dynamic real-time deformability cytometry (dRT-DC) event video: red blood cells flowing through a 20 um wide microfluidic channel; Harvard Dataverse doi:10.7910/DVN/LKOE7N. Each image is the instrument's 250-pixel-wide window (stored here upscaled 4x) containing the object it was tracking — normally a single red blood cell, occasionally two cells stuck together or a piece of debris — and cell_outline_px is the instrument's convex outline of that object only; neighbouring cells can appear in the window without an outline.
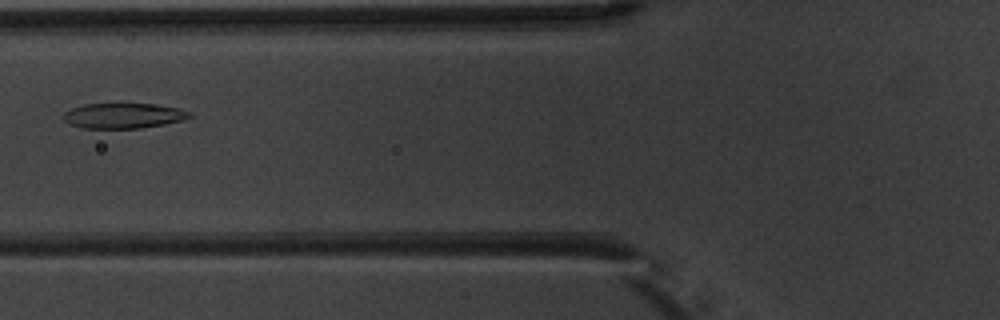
{"species": "common noctule bat (a hibernating species)", "species_latin": "Nyctalus noctula", "temperature_condition": "warm", "stored_images_in_passage": 6, "camera_frame_rate_fps": 3000, "um_per_image_px": 0.085, "animal": {"sex": "male", "body_mass_g": 20.1, "forearm_length_mm": 53.5}, "frame": {"image": 1, "passage_image": 5, "time_ms": 4.667, "image_size_px": [1000, 320], "cell_outline_px": [[192, 116], [184, 120], [164, 124], [140, 128], [80, 128], [68, 124], [60, 116], [64, 112], [72, 108], [84, 104], [156, 104], [180, 108], [192, 112]], "centroid_in_image_um": [10.48, 9.83], "position_along_channel_um": 115.3, "area_um2": 18.79}}
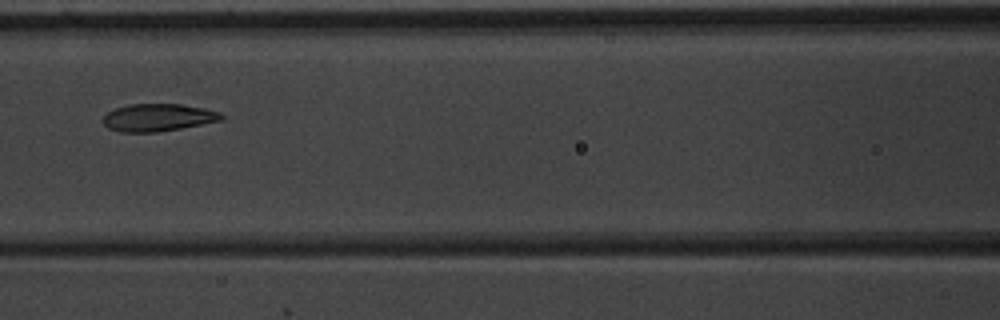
{"frame": {"image": 2, "passage_image": 6, "time_ms": 5.667, "image_size_px": [1000, 320], "cell_outline_px": [[224, 116], [220, 120], [160, 132], [120, 132], [108, 128], [100, 120], [108, 112], [116, 108], [128, 104], [180, 104], [204, 108], [220, 112]], "centroid_in_image_um": [13.38, 9.99], "position_along_channel_um": 153.2, "area_um2": 18.9}}